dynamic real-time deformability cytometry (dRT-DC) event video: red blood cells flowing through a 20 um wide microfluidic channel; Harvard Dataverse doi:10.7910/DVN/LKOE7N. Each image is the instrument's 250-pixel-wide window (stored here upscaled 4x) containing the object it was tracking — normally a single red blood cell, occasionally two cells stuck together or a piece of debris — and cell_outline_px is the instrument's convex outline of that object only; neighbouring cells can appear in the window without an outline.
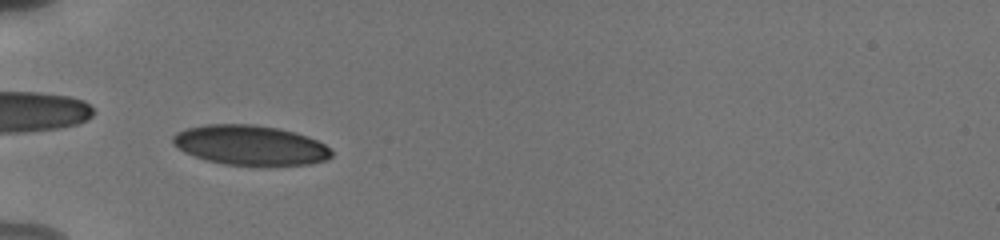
{"species": "human", "species_latin": "Homo sapiens", "temperature_condition": "cold", "stored_images_in_passage": 3, "camera_frame_rate_fps": 3000, "um_per_image_px": 0.085, "donor": {"sex": "male"}, "frame": {"image": 1, "passage_image": 1, "time_ms": 0.0, "image_size_px": [1000, 240], "cell_outline_px": [[332, 156], [328, 160], [308, 164], [264, 168], [224, 164], [208, 160], [184, 152], [172, 144], [172, 136], [176, 132], [184, 128], [204, 124], [252, 124], [280, 128], [296, 132], [308, 136], [324, 144], [332, 152]], "centroid_in_image_um": [21.28, 12.37], "position_along_channel_um": 63.7, "area_um2": 37.86}}